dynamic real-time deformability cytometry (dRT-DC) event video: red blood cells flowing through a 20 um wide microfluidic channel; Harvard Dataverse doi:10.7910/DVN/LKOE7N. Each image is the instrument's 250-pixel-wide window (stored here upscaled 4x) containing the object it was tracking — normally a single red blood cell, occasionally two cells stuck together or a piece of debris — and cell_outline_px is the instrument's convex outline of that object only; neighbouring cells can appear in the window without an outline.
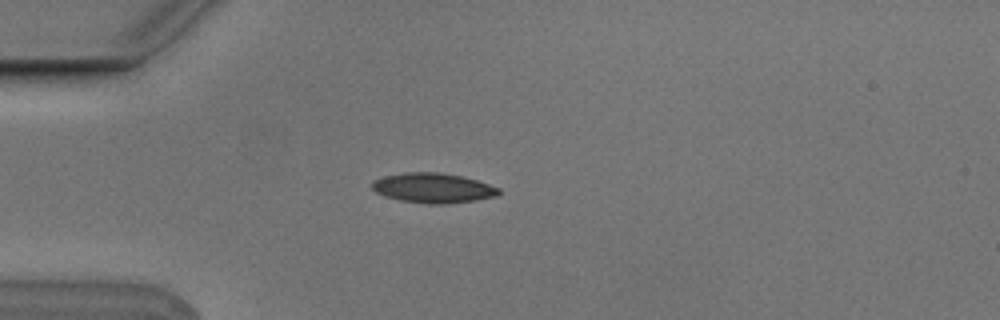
{"species": "Egyptian fruit bat (a non-hibernating species)", "species_latin": "Rousettus aegyptiacus", "temperature_condition": "cold", "stored_images_in_passage": 4, "camera_frame_rate_fps": 3000, "um_per_image_px": 0.085, "animal": {"sex": "male"}, "frame": {"image": 1, "passage_image": 3, "time_ms": 0.667, "image_size_px": [1000, 320], "cell_outline_px": [[500, 192], [496, 196], [476, 200], [444, 204], [428, 204], [400, 200], [384, 196], [376, 192], [372, 188], [372, 180], [384, 176], [404, 172], [440, 172], [460, 176], [476, 180], [500, 188]], "centroid_in_image_um": [36.78, 15.97], "position_along_channel_um": 48.2, "area_um2": 22.02}}